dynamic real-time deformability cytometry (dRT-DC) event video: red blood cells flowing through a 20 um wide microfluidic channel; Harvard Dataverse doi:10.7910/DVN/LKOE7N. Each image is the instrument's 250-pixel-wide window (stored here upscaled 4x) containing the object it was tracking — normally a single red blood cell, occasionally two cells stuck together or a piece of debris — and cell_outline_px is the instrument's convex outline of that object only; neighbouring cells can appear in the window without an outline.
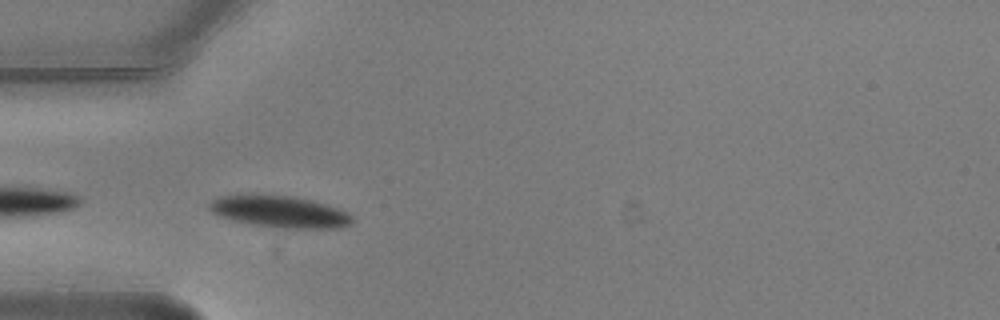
{"species": "common noctule bat (a hibernating species)", "species_latin": "Nyctalus noctula", "temperature_condition": "warm", "stored_images_in_passage": 4, "camera_frame_rate_fps": 3000, "um_per_image_px": 0.085, "animal": {"sex": "male", "body_mass_g": 20.5, "forearm_length_mm": 52.5}, "frame": {"image": 1, "passage_image": 4, "time_ms": 1.0, "image_size_px": [1000, 320], "cell_outline_px": [[352, 224], [340, 228], [280, 228], [252, 224], [232, 220], [220, 216], [212, 212], [208, 208], [208, 204], [212, 200], [220, 196], [240, 192], [288, 196], [308, 200], [324, 204], [348, 212], [352, 216]], "centroid_in_image_um": [23.7, 17.97], "position_along_channel_um": 61.3, "area_um2": 26.76}}